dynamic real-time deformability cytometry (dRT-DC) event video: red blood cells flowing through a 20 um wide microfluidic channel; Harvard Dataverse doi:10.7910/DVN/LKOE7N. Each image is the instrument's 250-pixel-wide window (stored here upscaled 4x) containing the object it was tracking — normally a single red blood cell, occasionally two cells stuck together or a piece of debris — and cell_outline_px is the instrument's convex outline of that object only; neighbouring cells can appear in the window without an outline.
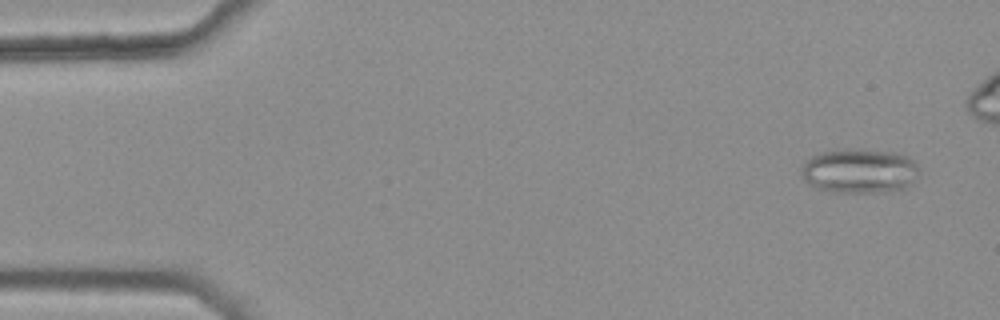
{"species": "common noctule bat (a hibernating species)", "species_latin": "Nyctalus noctula", "temperature_condition": "warm", "stored_images_in_passage": 46, "camera_frame_rate_fps": 3000, "um_per_image_px": 0.085, "animal": {"sex": "female", "body_mass_g": 25.1}, "frame": {"image": 1, "passage_image": 3, "time_ms": 0.667, "image_size_px": [1000, 320], "cell_outline_px": [[920, 172], [904, 188], [884, 192], [828, 192], [812, 188], [804, 180], [800, 172], [800, 168], [812, 156], [824, 152], [848, 148], [860, 148], [896, 152], [908, 156], [916, 164]], "centroid_in_image_um": [73.02, 14.52], "position_along_channel_um": 12.0, "area_um2": 30.92}}
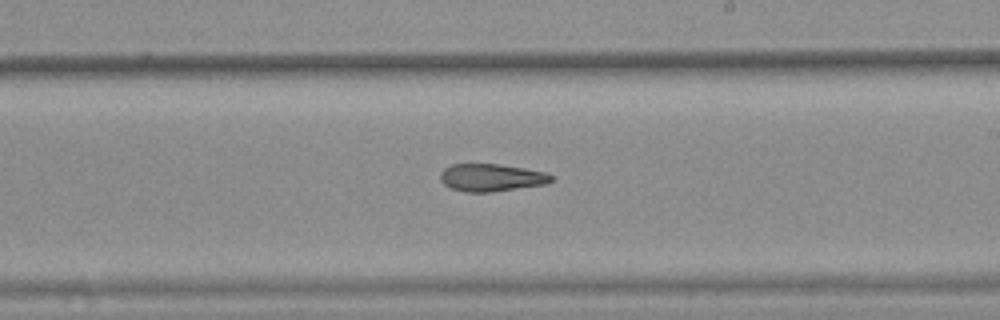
{"frame": {"image": 2, "passage_image": 31, "time_ms": 10.0, "image_size_px": [1000, 320], "cell_outline_px": [[552, 180], [544, 184], [492, 192], [464, 192], [452, 188], [444, 184], [440, 180], [440, 172], [444, 168], [452, 164], [496, 164], [524, 168], [548, 172], [552, 176]], "centroid_in_image_um": [41.74, 15.09], "position_along_channel_um": 247.3, "area_um2": 17.74}}
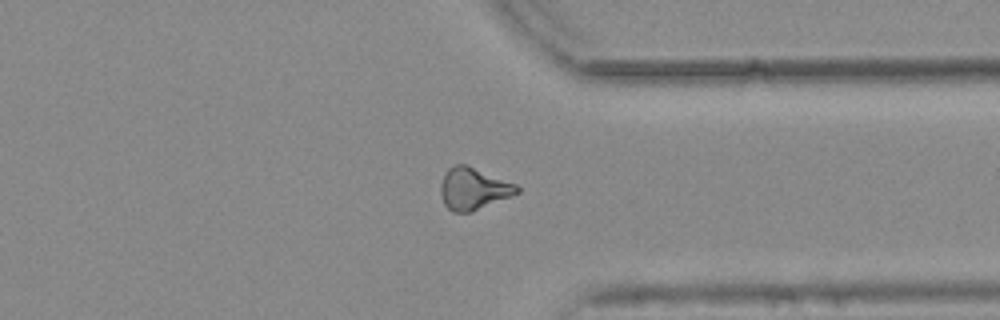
{"frame": {"image": 3, "passage_image": 41, "time_ms": 13.333, "image_size_px": [1000, 320], "cell_outline_px": [[520, 192], [512, 196], [472, 212], [452, 212], [444, 204], [440, 192], [440, 188], [444, 176], [448, 168], [452, 164], [468, 164], [516, 184], [520, 188]], "centroid_in_image_um": [40.25, 16.03], "position_along_channel_um": 371.1, "area_um2": 18.84}, "authors_computed_cell_mechanics": {"area_um2": 18.8428, "velocity_mm_per_s": 3.7742, "shape_relaxation_time_tau1_ms": null, "shape_relaxation_time_tau2_ms": 9.4719, "deformation_change_tau1": null, "deformation_change_tau2": 0.2338}}